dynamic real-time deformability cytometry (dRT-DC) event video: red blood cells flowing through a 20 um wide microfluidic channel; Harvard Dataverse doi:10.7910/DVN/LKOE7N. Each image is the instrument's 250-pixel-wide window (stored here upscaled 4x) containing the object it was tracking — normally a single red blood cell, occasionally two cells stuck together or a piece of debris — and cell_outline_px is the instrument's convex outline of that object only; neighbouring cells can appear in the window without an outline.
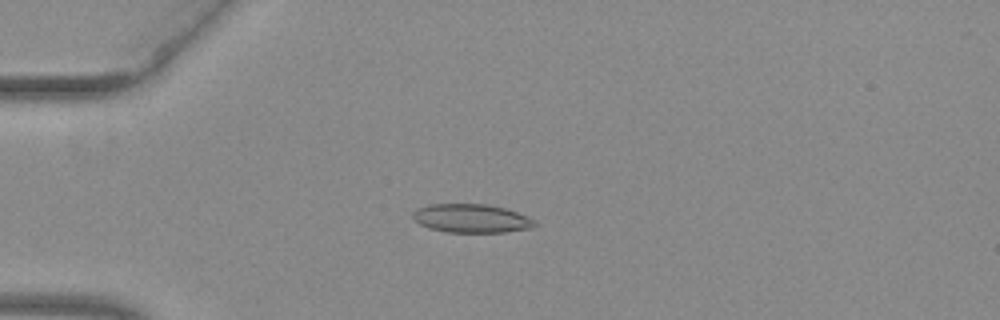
{"species": "common noctule bat (a hibernating species)", "species_latin": "Nyctalus noctula", "temperature_condition": "warm", "stored_images_in_passage": 39, "camera_frame_rate_fps": 3000, "um_per_image_px": 0.085, "animal": {"sex": "female", "body_mass_g": 29.2, "forearm_length_mm": 56.3}, "frame": {"image": 1, "passage_image": 1, "time_ms": 0.0, "image_size_px": [1000, 320], "cell_outline_px": [[536, 224], [532, 228], [504, 232], [448, 232], [428, 228], [420, 224], [412, 216], [412, 212], [416, 208], [432, 204], [488, 204], [504, 208], [516, 212], [536, 220]], "centroid_in_image_um": [40.06, 18.56], "position_along_channel_um": 44.9, "area_um2": 20.29}}
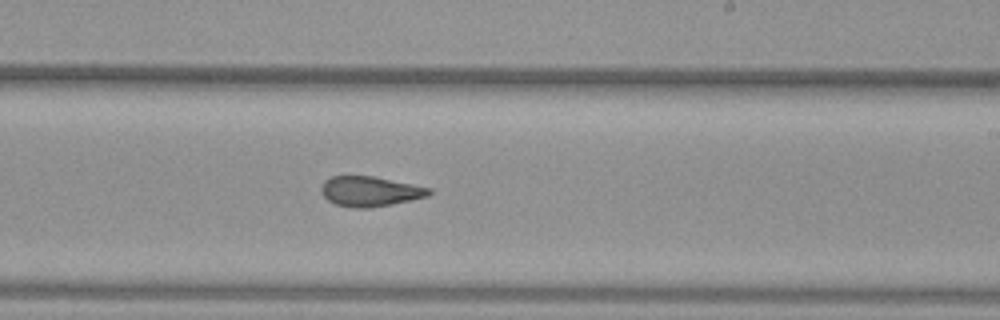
{"frame": {"image": 2, "passage_image": 19, "time_ms": 6.0, "image_size_px": [1000, 320], "cell_outline_px": [[432, 192], [428, 196], [392, 204], [368, 208], [352, 208], [336, 204], [328, 200], [320, 192], [320, 188], [324, 180], [332, 176], [372, 176], [432, 188]], "centroid_in_image_um": [31.43, 16.27], "position_along_channel_um": 257.6, "area_um2": 18.84}}
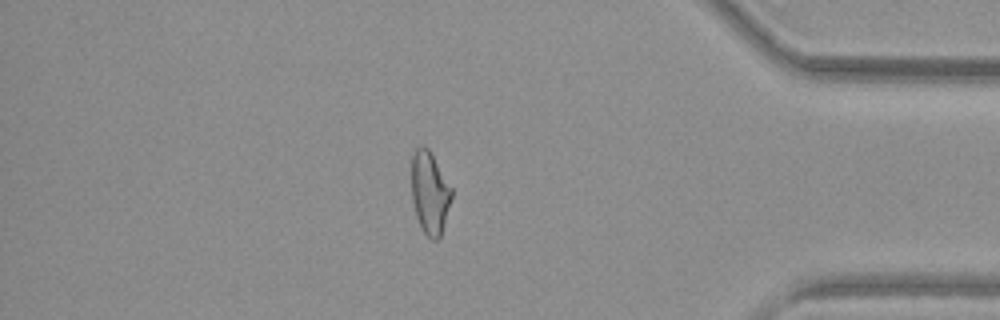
{"frame": {"image": 3, "passage_image": 32, "time_ms": 10.333, "image_size_px": [1000, 320], "cell_outline_px": [[452, 196], [440, 236], [436, 240], [432, 240], [420, 228], [416, 216], [412, 200], [412, 156], [416, 148], [424, 144], [428, 148], [452, 188]], "centroid_in_image_um": [36.52, 16.37], "position_along_channel_um": 398.7, "area_um2": 19.07}, "authors_computed_cell_mechanics": {"area_um2": 19.5942, "velocity_mm_per_s": 3.9747, "shape_relaxation_time_tau1_ms": null, "shape_relaxation_time_tau2_ms": 0.8989, "deformation_change_tau1": null, "deformation_change_tau2": 0.0749}}